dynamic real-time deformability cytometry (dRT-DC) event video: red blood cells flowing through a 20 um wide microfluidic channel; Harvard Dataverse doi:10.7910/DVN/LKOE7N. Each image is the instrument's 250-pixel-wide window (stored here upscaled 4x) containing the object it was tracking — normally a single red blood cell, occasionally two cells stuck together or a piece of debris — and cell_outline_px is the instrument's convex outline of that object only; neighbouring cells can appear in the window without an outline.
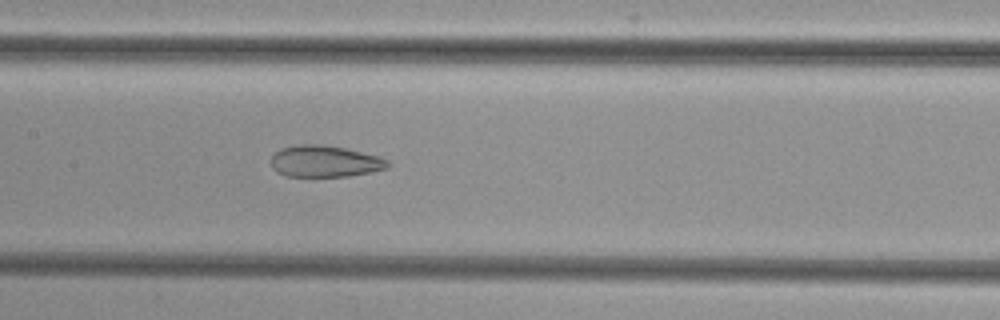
{"species": "common noctule bat (a hibernating species)", "species_latin": "Nyctalus noctula", "temperature_condition": "cold", "stored_images_in_passage": 49, "camera_frame_rate_fps": 3000, "um_per_image_px": 0.085, "animal": {"sex": "female", "body_mass_g": 29.2, "forearm_length_mm": 56.3}, "frame": {"image": 1, "passage_image": 26, "time_ms": 8.333, "image_size_px": [1000, 320], "cell_outline_px": [[388, 168], [372, 172], [348, 176], [312, 180], [284, 176], [276, 172], [272, 168], [272, 156], [280, 148], [296, 144], [324, 144], [344, 148], [380, 156], [388, 160]], "centroid_in_image_um": [27.56, 13.76], "position_along_channel_um": 179.8, "area_um2": 22.54}}
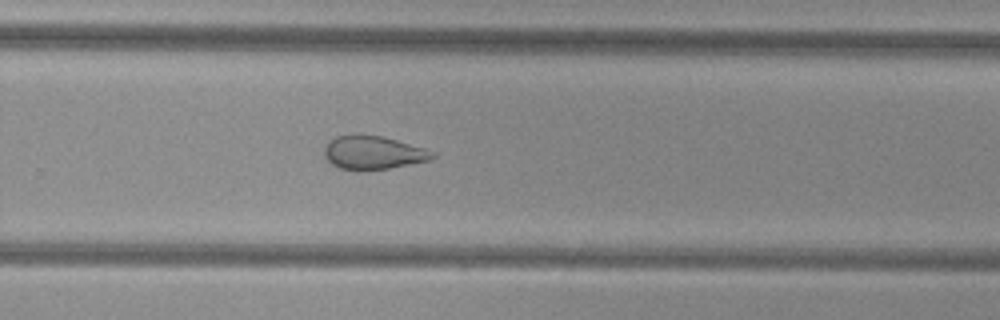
{"frame": {"image": 2, "passage_image": 35, "time_ms": 11.333, "image_size_px": [1000, 320], "cell_outline_px": [[436, 156], [432, 160], [388, 168], [364, 172], [360, 172], [340, 168], [332, 164], [324, 156], [324, 148], [336, 136], [384, 136], [424, 148], [436, 152]], "centroid_in_image_um": [31.76, 13.02], "position_along_channel_um": 298.0, "area_um2": 21.04}}
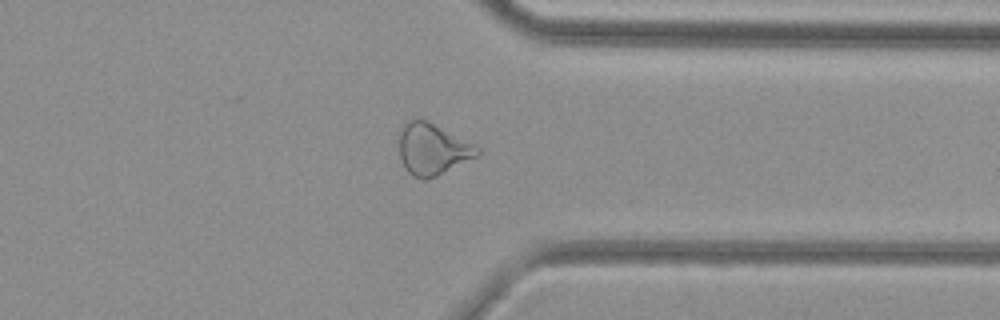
{"frame": {"image": 3, "passage_image": 41, "time_ms": 13.333, "image_size_px": [1000, 320], "cell_outline_px": [[480, 152], [476, 156], [436, 176], [424, 180], [412, 176], [404, 168], [400, 160], [400, 132], [404, 124], [412, 116], [416, 116], [480, 148]], "centroid_in_image_um": [36.69, 12.69], "position_along_channel_um": 374.7, "area_um2": 22.95}}